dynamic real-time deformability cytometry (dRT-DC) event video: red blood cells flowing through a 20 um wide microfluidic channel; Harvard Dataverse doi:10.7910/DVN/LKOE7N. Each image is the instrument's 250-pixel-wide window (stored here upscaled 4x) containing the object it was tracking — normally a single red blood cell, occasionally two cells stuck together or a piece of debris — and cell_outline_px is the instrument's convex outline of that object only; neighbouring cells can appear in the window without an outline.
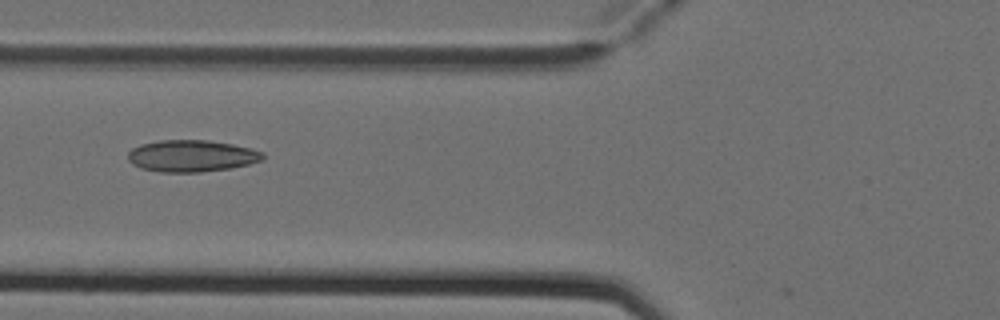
{"species": "Egyptian fruit bat (a non-hibernating species)", "species_latin": "Rousettus aegyptiacus", "temperature_condition": "cold", "stored_images_in_passage": 6, "camera_frame_rate_fps": 3000, "um_per_image_px": 0.085, "animal": {"sex": "female"}, "frame": {"image": 1, "passage_image": 6, "time_ms": 1.667, "image_size_px": [1000, 320], "cell_outline_px": [[264, 160], [248, 164], [228, 168], [200, 172], [160, 172], [140, 168], [132, 164], [128, 160], [128, 152], [132, 148], [140, 144], [160, 140], [208, 140], [232, 144], [252, 148], [264, 152]], "centroid_in_image_um": [16.28, 13.25], "position_along_channel_um": 109.5, "area_um2": 25.09}}